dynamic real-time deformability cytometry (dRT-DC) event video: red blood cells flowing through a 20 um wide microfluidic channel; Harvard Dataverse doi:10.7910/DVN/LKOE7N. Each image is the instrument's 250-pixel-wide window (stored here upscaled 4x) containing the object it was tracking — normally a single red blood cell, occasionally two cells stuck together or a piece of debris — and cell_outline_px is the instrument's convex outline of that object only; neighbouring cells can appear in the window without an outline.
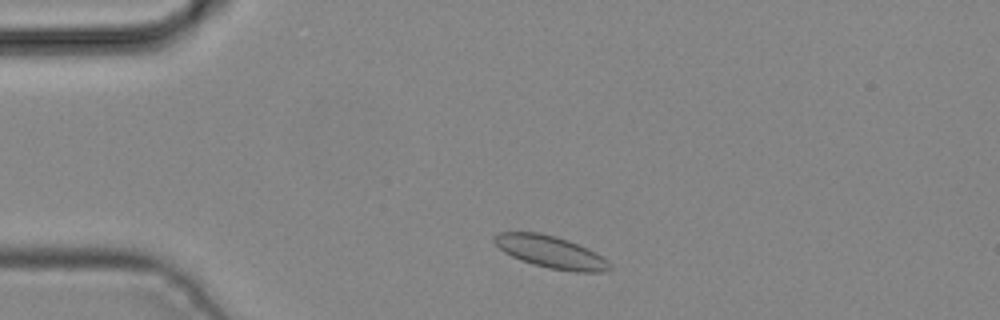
{"species": "common noctule bat (a hibernating species)", "species_latin": "Nyctalus noctula", "temperature_condition": "cold", "stored_images_in_passage": 2, "camera_frame_rate_fps": 3000, "um_per_image_px": 0.085, "animal": {"sex": "male", "body_mass_g": 19.2, "forearm_length_mm": 51.8}, "frame": {"image": 1, "passage_image": 1, "time_ms": 0.0, "image_size_px": [1000, 320], "cell_outline_px": [[612, 268], [608, 272], [576, 272], [548, 268], [532, 264], [520, 260], [504, 252], [492, 240], [492, 236], [500, 232], [540, 232], [556, 236], [568, 240], [608, 260], [612, 264]], "centroid_in_image_um": [46.8, 21.43], "position_along_channel_um": 38.2, "area_um2": 21.62}}